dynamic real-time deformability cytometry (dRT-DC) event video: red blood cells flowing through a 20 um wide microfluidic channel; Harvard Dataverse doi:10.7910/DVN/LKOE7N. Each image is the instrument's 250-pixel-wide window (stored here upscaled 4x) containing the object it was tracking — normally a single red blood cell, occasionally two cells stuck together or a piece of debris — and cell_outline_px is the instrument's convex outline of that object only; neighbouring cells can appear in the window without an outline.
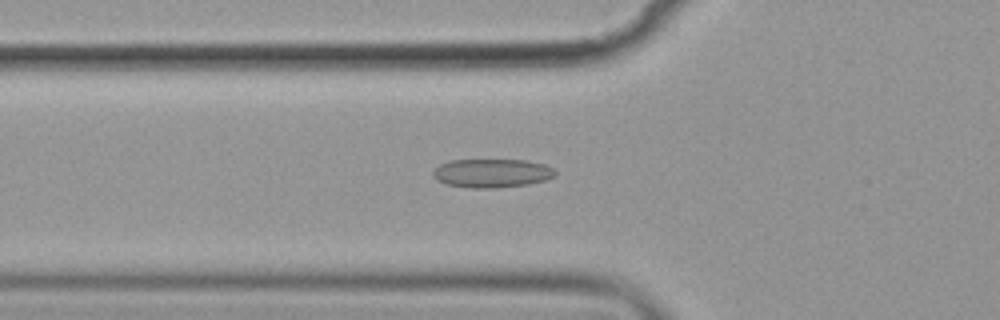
{"species": "common noctule bat (a hibernating species)", "species_latin": "Nyctalus noctula", "temperature_condition": "cold", "stored_images_in_passage": 39, "camera_frame_rate_fps": 3000, "um_per_image_px": 0.085, "animal": {"sex": "female", "body_mass_g": 19.9}, "frame": {"image": 1, "passage_image": 3, "time_ms": 0.667, "image_size_px": [1000, 320], "cell_outline_px": [[556, 176], [544, 180], [528, 184], [496, 188], [468, 188], [448, 184], [436, 180], [432, 176], [432, 172], [440, 164], [452, 160], [524, 160], [544, 164], [552, 168], [556, 172]], "centroid_in_image_um": [41.8, 14.72], "position_along_channel_um": 84.0, "area_um2": 20.4}}
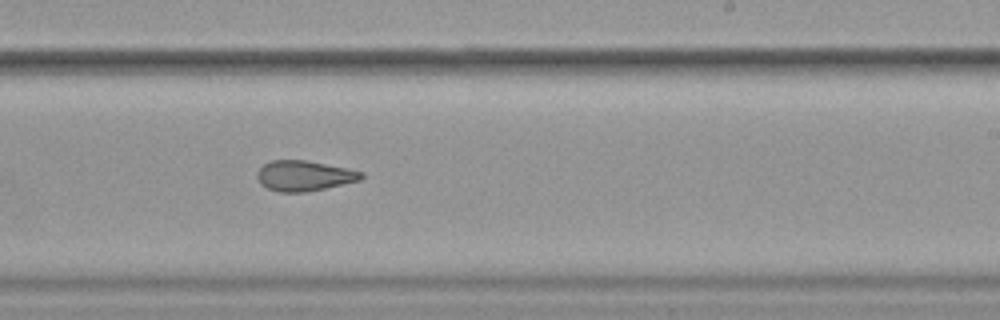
{"frame": {"image": 2, "passage_image": 18, "time_ms": 5.667, "image_size_px": [1000, 320], "cell_outline_px": [[364, 176], [360, 180], [308, 192], [280, 192], [268, 188], [260, 184], [256, 176], [256, 172], [264, 164], [272, 160], [308, 160], [348, 168], [364, 172]], "centroid_in_image_um": [25.86, 14.93], "position_along_channel_um": 263.1, "area_um2": 18.55}}
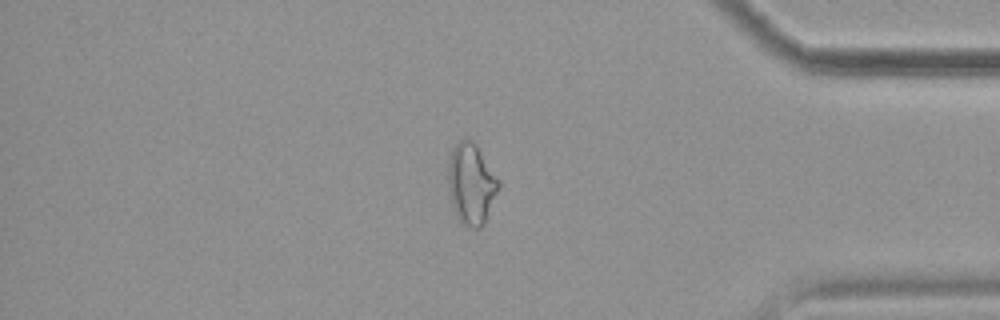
{"frame": {"image": 3, "passage_image": 31, "time_ms": 10.0, "image_size_px": [1000, 320], "cell_outline_px": [[500, 184], [484, 220], [480, 228], [472, 228], [460, 224], [452, 208], [448, 188], [448, 160], [452, 148], [464, 136], [472, 140], [476, 144], [500, 180]], "centroid_in_image_um": [40.01, 15.59], "position_along_channel_um": 395.2, "area_um2": 23.87}, "authors_computed_cell_mechanics": {"area_um2": 19.4786, "velocity_mm_per_s": 3.5769, "shape_relaxation_time_tau1_ms": null, "shape_relaxation_time_tau2_ms": 2.8717, "deformation_change_tau1": null, "deformation_change_tau2": 0.0946}}